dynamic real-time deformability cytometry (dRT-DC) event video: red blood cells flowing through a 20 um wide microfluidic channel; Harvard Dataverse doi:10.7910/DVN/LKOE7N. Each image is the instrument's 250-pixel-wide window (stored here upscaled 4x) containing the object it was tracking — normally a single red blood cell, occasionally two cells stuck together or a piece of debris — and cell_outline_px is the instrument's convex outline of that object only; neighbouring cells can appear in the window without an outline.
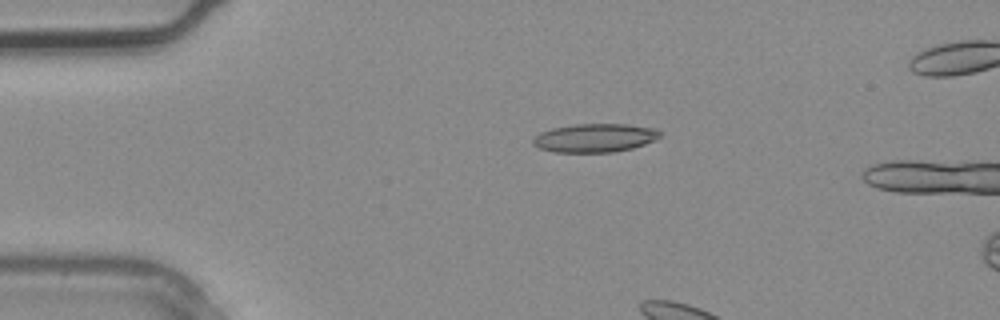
{"species": "common noctule bat (a hibernating species)", "species_latin": "Nyctalus noctula", "temperature_condition": "warm", "stored_images_in_passage": 3, "camera_frame_rate_fps": 3000, "um_per_image_px": 0.085, "animal": {"sex": "male", "body_mass_g": 20.4}, "frame": {"image": 1, "passage_image": 3, "time_ms": 0.667, "image_size_px": [1000, 320], "cell_outline_px": [[660, 136], [656, 140], [632, 148], [616, 152], [556, 152], [540, 148], [532, 144], [532, 140], [540, 132], [552, 128], [572, 124], [628, 124], [656, 128], [660, 132]], "centroid_in_image_um": [50.58, 11.71], "position_along_channel_um": 34.4, "area_um2": 21.21}}